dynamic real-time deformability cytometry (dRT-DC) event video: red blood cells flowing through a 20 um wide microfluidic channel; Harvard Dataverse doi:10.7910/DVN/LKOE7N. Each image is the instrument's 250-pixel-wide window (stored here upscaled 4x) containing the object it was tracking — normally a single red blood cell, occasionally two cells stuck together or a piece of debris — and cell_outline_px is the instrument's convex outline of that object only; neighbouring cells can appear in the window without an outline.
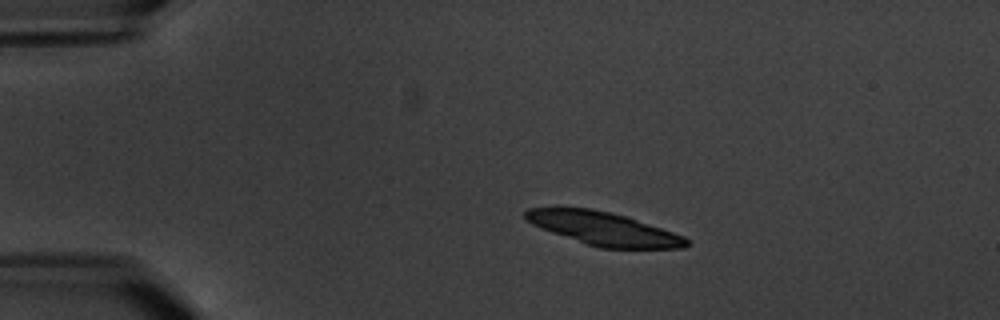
{"species": "common noctule bat (a hibernating species)", "species_latin": "Nyctalus noctula", "temperature_condition": "warm", "stored_images_in_passage": 6, "camera_frame_rate_fps": 3000, "um_per_image_px": 0.085, "animal": {"sex": "male", "body_mass_g": 20.1, "forearm_length_mm": 53.5}, "frame": {"image": 1, "passage_image": 3, "time_ms": 2.333, "image_size_px": [1000, 320], "cell_outline_px": [[692, 244], [684, 248], [600, 248], [552, 232], [532, 224], [524, 216], [524, 212], [528, 208], [556, 204], [592, 208], [628, 216], [684, 236]], "centroid_in_image_um": [51.25, 19.38], "position_along_channel_um": 33.7, "area_um2": 31.85}}